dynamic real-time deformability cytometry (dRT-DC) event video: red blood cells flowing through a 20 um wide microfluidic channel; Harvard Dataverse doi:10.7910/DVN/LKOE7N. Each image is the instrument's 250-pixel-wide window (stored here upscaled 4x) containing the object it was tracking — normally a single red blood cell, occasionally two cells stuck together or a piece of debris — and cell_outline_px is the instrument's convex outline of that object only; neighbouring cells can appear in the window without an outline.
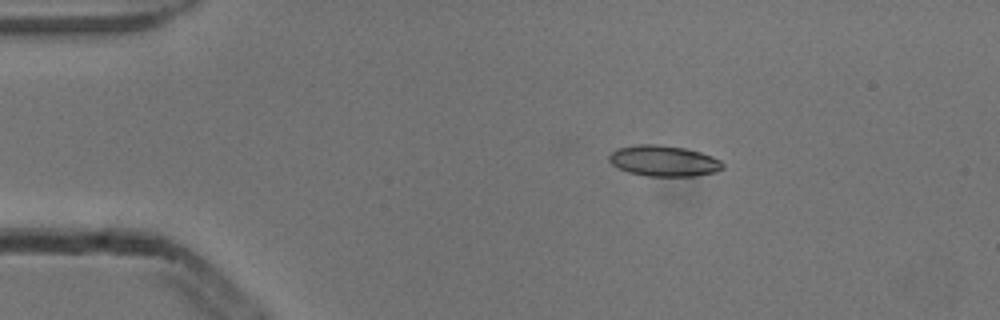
{"species": "common noctule bat (a hibernating species)", "species_latin": "Nyctalus noctula", "temperature_condition": "cold", "stored_images_in_passage": 6, "camera_frame_rate_fps": 3000, "um_per_image_px": 0.085, "animal": {"sex": "male", "body_mass_g": 13.3}, "frame": {"image": 1, "passage_image": 2, "time_ms": 0.333, "image_size_px": [1000, 320], "cell_outline_px": [[724, 168], [716, 172], [692, 176], [648, 176], [628, 172], [612, 164], [608, 160], [608, 156], [616, 148], [636, 144], [660, 144], [684, 148], [700, 152], [712, 156], [720, 160], [724, 164]], "centroid_in_image_um": [56.42, 13.67], "position_along_channel_um": 28.6, "area_um2": 20.52}}
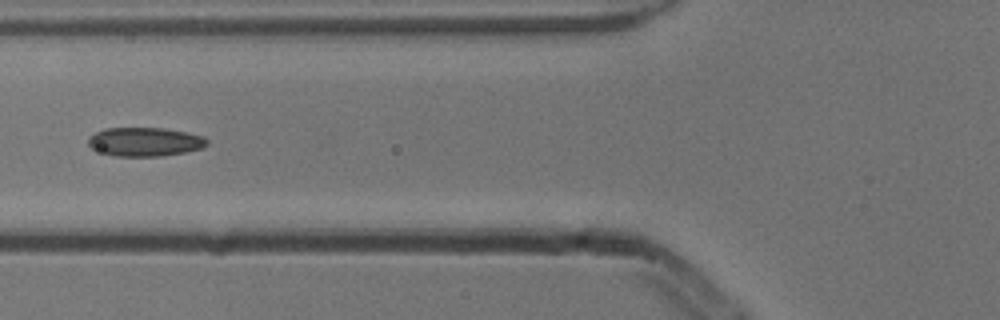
{"frame": {"image": 2, "passage_image": 5, "time_ms": 1.333, "image_size_px": [1000, 320], "cell_outline_px": [[208, 144], [200, 148], [184, 152], [160, 156], [112, 156], [92, 148], [88, 144], [88, 140], [96, 132], [104, 128], [164, 128], [204, 136], [208, 140]], "centroid_in_image_um": [12.31, 12.05], "position_along_channel_um": 113.5, "area_um2": 19.77}}
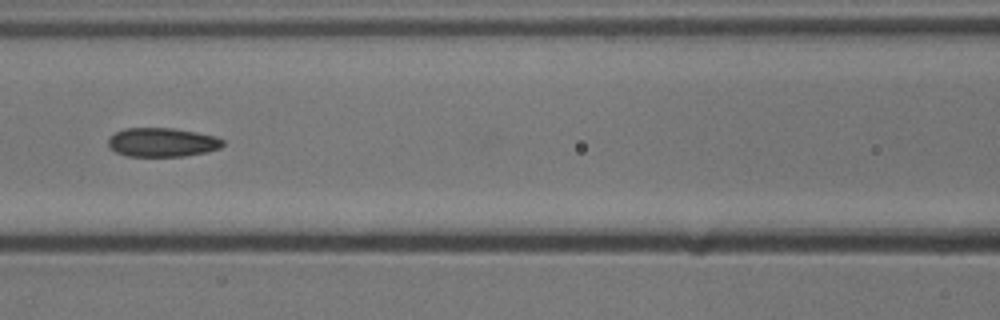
{"frame": {"image": 3, "passage_image": 6, "time_ms": 1.667, "image_size_px": [1000, 320], "cell_outline_px": [[224, 144], [220, 148], [208, 152], [184, 156], [128, 156], [116, 152], [108, 144], [108, 140], [116, 132], [124, 128], [172, 128], [196, 132], [216, 136], [224, 140]], "centroid_in_image_um": [13.83, 12.09], "position_along_channel_um": 152.8, "area_um2": 19.31}}